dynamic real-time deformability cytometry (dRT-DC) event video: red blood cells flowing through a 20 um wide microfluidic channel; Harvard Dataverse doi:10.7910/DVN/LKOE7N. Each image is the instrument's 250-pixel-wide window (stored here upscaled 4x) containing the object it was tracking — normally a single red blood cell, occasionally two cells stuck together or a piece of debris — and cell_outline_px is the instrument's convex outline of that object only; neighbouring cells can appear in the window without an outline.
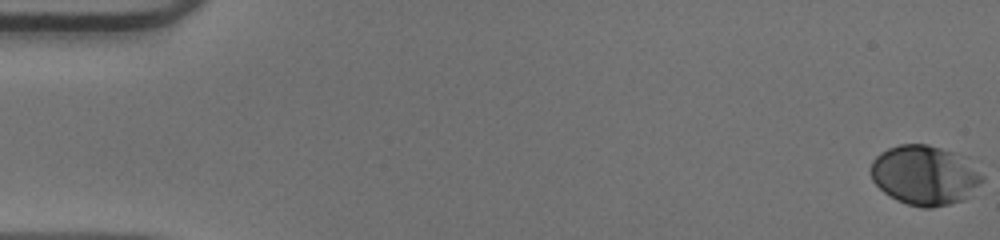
{"species": "human", "species_latin": "Homo sapiens", "temperature_condition": "warm", "stored_images_in_passage": 53, "camera_frame_rate_fps": 3000, "um_per_image_px": 0.085, "donor": {"sex": "male"}, "frame": {"image": 1, "passage_image": 1, "time_ms": 0.0, "image_size_px": [1000, 240], "cell_outline_px": [[984, 180], [964, 200], [932, 208], [920, 208], [896, 200], [884, 192], [872, 180], [872, 160], [880, 152], [888, 148], [900, 144], [928, 144], [968, 156], [984, 176]], "centroid_in_image_um": [78.65, 14.88], "position_along_channel_um": 6.4, "area_um2": 39.13}}
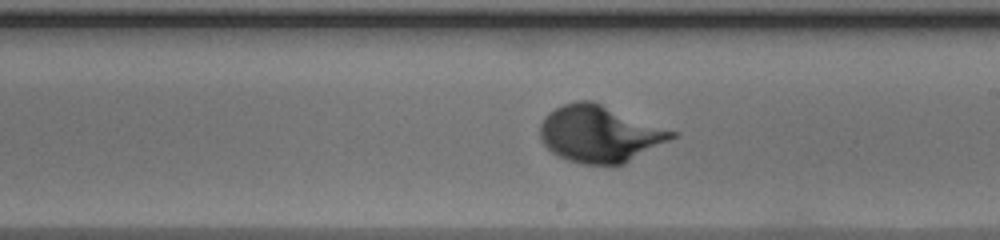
{"frame": {"image": 2, "passage_image": 31, "time_ms": 10.0, "image_size_px": [1000, 240], "cell_outline_px": [[680, 132], [676, 136], [624, 164], [580, 164], [568, 160], [552, 152], [540, 140], [540, 124], [544, 116], [548, 112], [564, 104], [576, 100], [592, 100]], "centroid_in_image_um": [50.97, 11.36], "position_along_channel_um": 238.0, "area_um2": 43.7}}
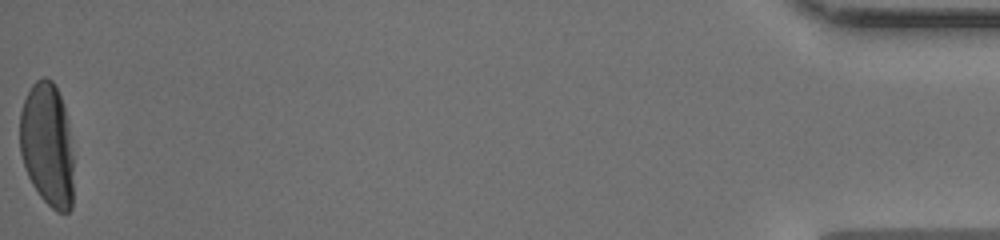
{"frame": {"image": 3, "passage_image": 53, "time_ms": 17.333, "image_size_px": [1000, 240], "cell_outline_px": [[72, 208], [68, 212], [56, 212], [40, 196], [32, 184], [28, 176], [20, 152], [20, 112], [24, 100], [32, 84], [36, 80], [44, 76], [52, 80], [60, 96], [68, 120], [72, 156]], "centroid_in_image_um": [4.01, 12.3], "position_along_channel_um": 431.2, "area_um2": 38.61}}